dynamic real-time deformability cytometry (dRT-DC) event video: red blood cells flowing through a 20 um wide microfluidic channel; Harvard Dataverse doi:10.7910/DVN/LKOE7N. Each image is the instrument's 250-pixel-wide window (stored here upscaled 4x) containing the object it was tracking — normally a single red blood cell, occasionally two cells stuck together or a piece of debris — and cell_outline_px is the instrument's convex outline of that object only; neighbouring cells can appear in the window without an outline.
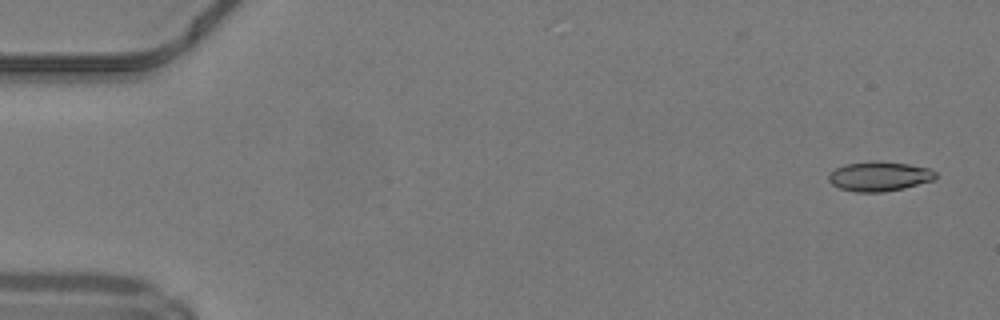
{"species": "common noctule bat (a hibernating species)", "species_latin": "Nyctalus noctula", "temperature_condition": "warm", "stored_images_in_passage": 49, "camera_frame_rate_fps": 3000, "um_per_image_px": 0.085, "animal": {"sex": "male", "body_mass_g": 19.2, "forearm_length_mm": 51.8}, "frame": {"image": 1, "passage_image": 2, "time_ms": 0.333, "image_size_px": [1000, 320], "cell_outline_px": [[936, 180], [904, 188], [884, 192], [856, 192], [840, 188], [832, 184], [828, 180], [828, 176], [836, 168], [848, 164], [868, 160], [872, 160], [908, 164], [928, 168], [936, 172]], "centroid_in_image_um": [74.77, 14.99], "position_along_channel_um": 10.2, "area_um2": 18.5}}
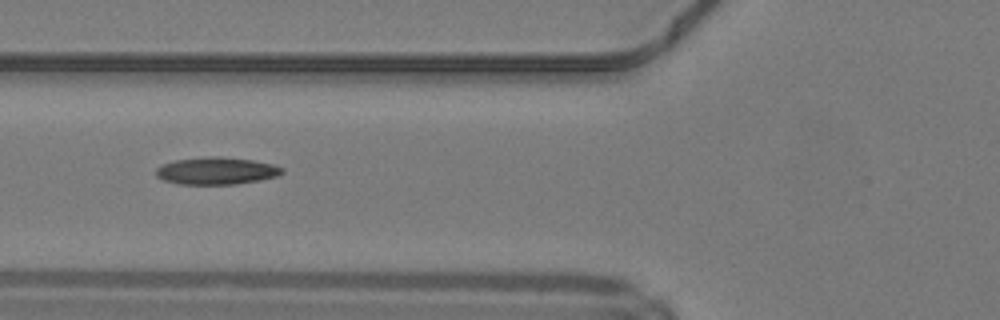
{"frame": {"image": 2, "passage_image": 19, "time_ms": 6.0, "image_size_px": [1000, 320], "cell_outline_px": [[284, 172], [276, 176], [260, 180], [236, 184], [180, 184], [164, 180], [156, 176], [156, 168], [164, 164], [176, 160], [208, 156], [220, 156], [252, 160], [272, 164], [284, 168]], "centroid_in_image_um": [18.41, 14.52], "position_along_channel_um": 107.4, "area_um2": 19.94}}
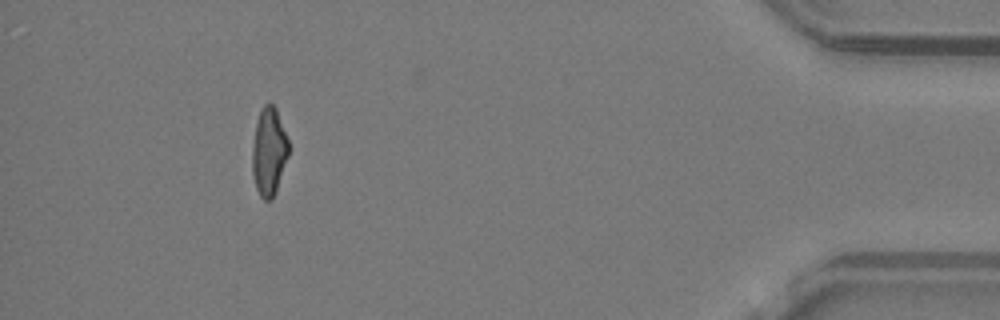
{"frame": {"image": 3, "passage_image": 45, "time_ms": 14.667, "image_size_px": [1000, 320], "cell_outline_px": [[288, 156], [276, 192], [272, 200], [264, 200], [260, 196], [256, 188], [252, 172], [252, 148], [256, 124], [260, 112], [264, 104], [272, 104], [276, 108], [288, 140]], "centroid_in_image_um": [22.85, 12.93], "position_along_channel_um": 412.3, "area_um2": 18.5}, "authors_computed_cell_mechanics": {"area_um2": 19.1896, "velocity_mm_per_s": 4.2293, "shape_relaxation_time_tau1_ms": 10.5957, "shape_relaxation_time_tau2_ms": 1.9636, "deformation_change_tau1": 0.2907, "deformation_change_tau2": 0.0968}}